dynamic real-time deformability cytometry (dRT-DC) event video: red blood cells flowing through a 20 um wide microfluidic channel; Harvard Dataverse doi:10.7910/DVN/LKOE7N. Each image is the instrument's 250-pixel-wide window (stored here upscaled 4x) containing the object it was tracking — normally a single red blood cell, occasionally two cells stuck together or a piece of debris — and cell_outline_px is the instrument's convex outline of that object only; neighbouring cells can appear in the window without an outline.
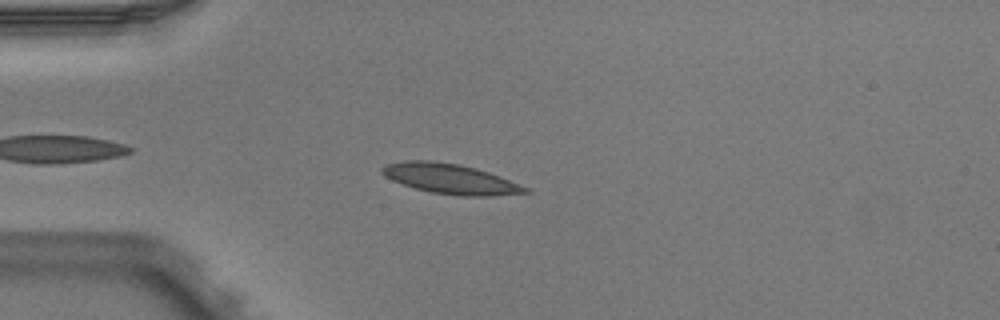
{"species": "Egyptian fruit bat (a non-hibernating species)", "species_latin": "Rousettus aegyptiacus", "temperature_condition": "warm", "stored_images_in_passage": 5, "camera_frame_rate_fps": 3000, "um_per_image_px": 0.085, "animal": {"sex": "male"}, "frame": {"image": 1, "passage_image": 4, "time_ms": 1.0, "image_size_px": [1000, 320], "cell_outline_px": [[532, 192], [492, 196], [460, 196], [432, 192], [416, 188], [392, 180], [384, 176], [380, 172], [380, 168], [388, 164], [404, 160], [432, 160], [460, 164], [476, 168], [500, 176], [528, 188]], "centroid_in_image_um": [38.27, 15.19], "position_along_channel_um": 46.7, "area_um2": 25.03}}